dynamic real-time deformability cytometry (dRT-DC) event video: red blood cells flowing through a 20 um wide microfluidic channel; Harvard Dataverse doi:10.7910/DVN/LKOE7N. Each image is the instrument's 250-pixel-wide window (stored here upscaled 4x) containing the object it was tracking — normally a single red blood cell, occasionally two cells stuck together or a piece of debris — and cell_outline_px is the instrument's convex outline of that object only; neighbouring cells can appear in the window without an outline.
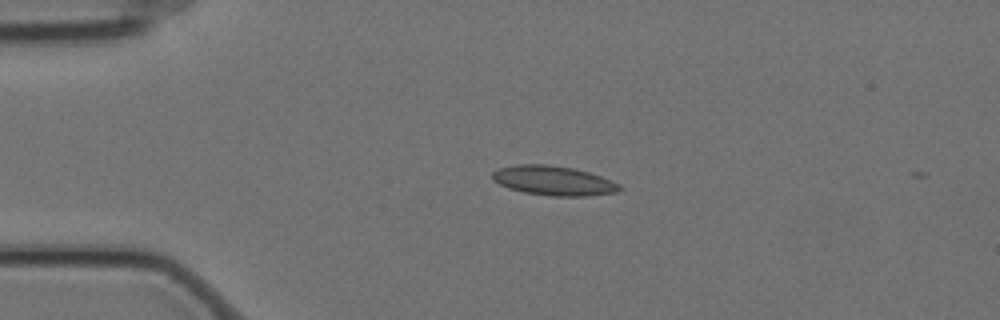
{"species": "Egyptian fruit bat (a non-hibernating species)", "species_latin": "Rousettus aegyptiacus", "temperature_condition": "cold", "stored_images_in_passage": 2, "camera_frame_rate_fps": 3000, "um_per_image_px": 0.085, "animal": {"sex": "female"}, "frame": {"image": 1, "passage_image": 1, "time_ms": 0.0, "image_size_px": [1000, 320], "cell_outline_px": [[624, 188], [616, 192], [588, 196], [552, 196], [524, 192], [508, 188], [492, 180], [492, 172], [500, 168], [516, 164], [548, 164], [572, 168], [588, 172], [600, 176], [620, 184]], "centroid_in_image_um": [47.05, 15.35], "position_along_channel_um": 38.0, "area_um2": 21.85}}